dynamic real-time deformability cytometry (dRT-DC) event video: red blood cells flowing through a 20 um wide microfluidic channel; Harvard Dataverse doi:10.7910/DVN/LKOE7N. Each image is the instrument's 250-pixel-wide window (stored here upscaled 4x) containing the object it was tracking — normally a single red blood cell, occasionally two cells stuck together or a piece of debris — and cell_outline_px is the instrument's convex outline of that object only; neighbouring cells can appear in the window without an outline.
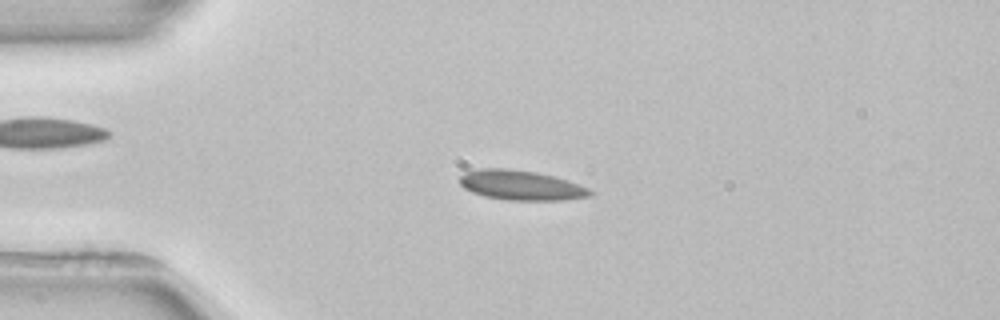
{"species": "common noctule bat (a hibernating species)", "species_latin": "Nyctalus noctula", "temperature_condition": "room temperature", "stored_images_in_passage": 4, "camera_frame_rate_fps": 3000, "um_per_image_px": 0.085, "animal": {"sex": "female", "body_mass_g": 22.7, "forearm_length_mm": 54.2}, "frame": {"image": 1, "passage_image": 3, "time_ms": 2.667, "image_size_px": [1000, 320], "cell_outline_px": [[596, 192], [592, 196], [560, 200], [508, 200], [484, 196], [472, 192], [464, 188], [456, 180], [464, 172], [480, 168], [508, 168], [536, 172], [568, 180], [580, 184]], "centroid_in_image_um": [44.27, 15.74], "position_along_channel_um": 40.7, "area_um2": 22.89}}